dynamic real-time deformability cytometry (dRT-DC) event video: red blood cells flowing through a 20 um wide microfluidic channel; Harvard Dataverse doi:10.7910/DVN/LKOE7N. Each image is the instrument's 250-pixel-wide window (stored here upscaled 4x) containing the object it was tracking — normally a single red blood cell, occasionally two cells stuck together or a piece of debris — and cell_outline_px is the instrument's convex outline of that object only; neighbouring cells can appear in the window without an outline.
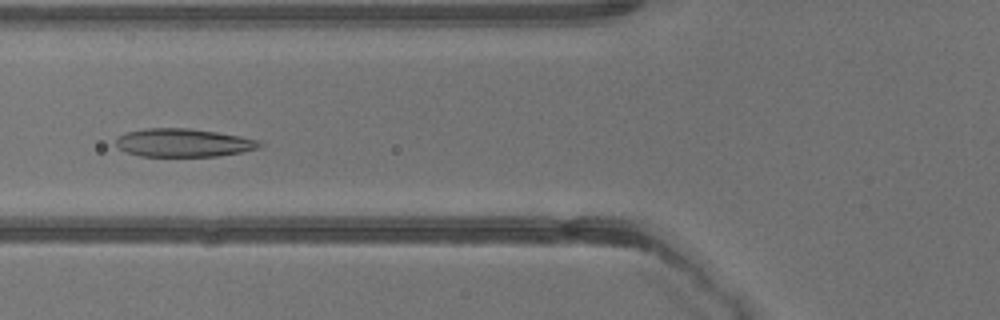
{"species": "common noctule bat (a hibernating species)", "species_latin": "Nyctalus noctula", "temperature_condition": "warm", "stored_images_in_passage": 38, "camera_frame_rate_fps": 3000, "um_per_image_px": 0.085, "animal": {"sex": "male", "body_mass_g": 13.3}, "frame": {"image": 1, "passage_image": 13, "time_ms": 4.0, "image_size_px": [1000, 320], "cell_outline_px": [[264, 144], [256, 148], [240, 152], [216, 156], [140, 156], [128, 152], [120, 148], [116, 144], [116, 140], [120, 136], [128, 132], [144, 128], [188, 128], [216, 132], [240, 136], [260, 140]], "centroid_in_image_um": [15.61, 12.13], "position_along_channel_um": 110.2, "area_um2": 23.35}}
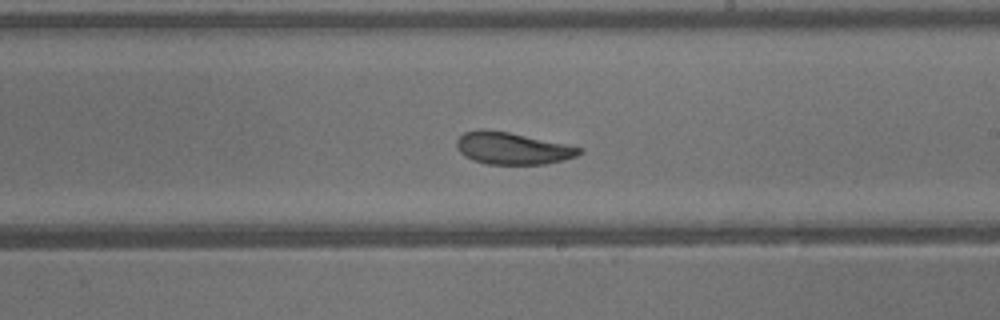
{"frame": {"image": 2, "passage_image": 21, "time_ms": 6.667, "image_size_px": [1000, 320], "cell_outline_px": [[584, 152], [576, 156], [564, 160], [544, 164], [488, 164], [472, 160], [464, 156], [456, 148], [456, 140], [464, 132], [480, 128], [488, 128], [568, 144], [584, 148]], "centroid_in_image_um": [43.55, 12.59], "position_along_channel_um": 245.5, "area_um2": 23.24}}
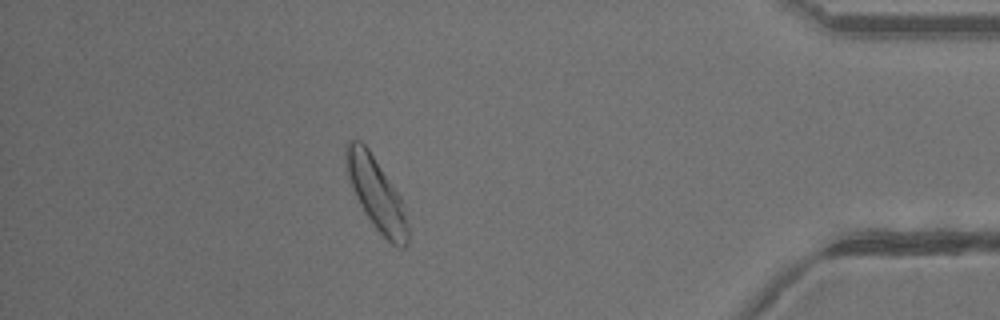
{"frame": {"image": 3, "passage_image": 33, "time_ms": 10.667, "image_size_px": [1000, 320], "cell_outline_px": [[408, 244], [404, 248], [400, 248], [392, 244], [372, 224], [364, 212], [352, 188], [348, 176], [344, 160], [344, 152], [348, 140], [360, 140], [368, 148], [400, 196], [404, 204], [408, 224]], "centroid_in_image_um": [31.99, 16.47], "position_along_channel_um": 403.2, "area_um2": 25.95}}